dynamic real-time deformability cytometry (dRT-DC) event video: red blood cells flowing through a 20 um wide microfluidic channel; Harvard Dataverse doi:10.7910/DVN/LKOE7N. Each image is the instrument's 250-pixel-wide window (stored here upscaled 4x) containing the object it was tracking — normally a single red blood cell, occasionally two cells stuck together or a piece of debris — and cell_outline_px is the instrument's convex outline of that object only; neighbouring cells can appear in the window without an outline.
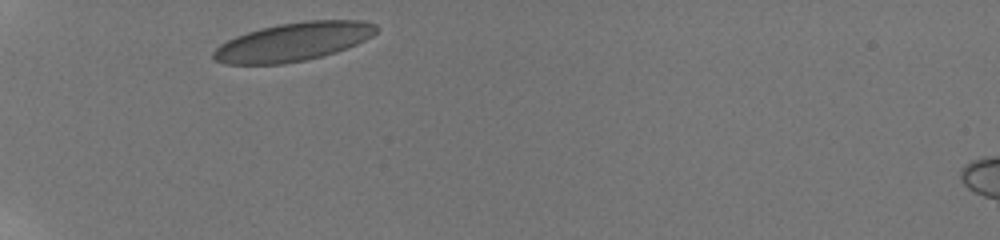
{"species": "human", "species_latin": "Homo sapiens", "temperature_condition": "room temperature", "stored_images_in_passage": 4, "camera_frame_rate_fps": 3000, "um_per_image_px": 0.085, "donor": {"sex": "male"}, "frame": {"image": 1, "passage_image": 1, "time_ms": 0.0, "image_size_px": [1000, 240], "cell_outline_px": [[380, 28], [372, 36], [348, 48], [336, 52], [304, 60], [284, 64], [224, 64], [216, 60], [212, 56], [212, 52], [220, 44], [236, 36], [260, 28], [280, 24], [304, 20], [360, 20], [376, 24]], "centroid_in_image_um": [24.94, 3.55], "position_along_channel_um": 60.1, "area_um2": 36.47}}
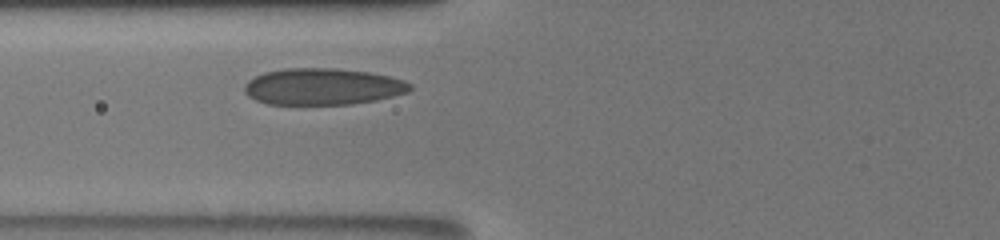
{"frame": {"image": 2, "passage_image": 4, "time_ms": 1.667, "image_size_px": [1000, 240], "cell_outline_px": [[412, 88], [408, 92], [376, 100], [352, 104], [268, 104], [256, 100], [248, 96], [244, 92], [244, 84], [248, 80], [264, 72], [284, 68], [336, 68], [368, 72], [388, 76], [404, 80], [412, 84]], "centroid_in_image_um": [27.42, 7.36], "position_along_channel_um": 98.4, "area_um2": 35.37}}